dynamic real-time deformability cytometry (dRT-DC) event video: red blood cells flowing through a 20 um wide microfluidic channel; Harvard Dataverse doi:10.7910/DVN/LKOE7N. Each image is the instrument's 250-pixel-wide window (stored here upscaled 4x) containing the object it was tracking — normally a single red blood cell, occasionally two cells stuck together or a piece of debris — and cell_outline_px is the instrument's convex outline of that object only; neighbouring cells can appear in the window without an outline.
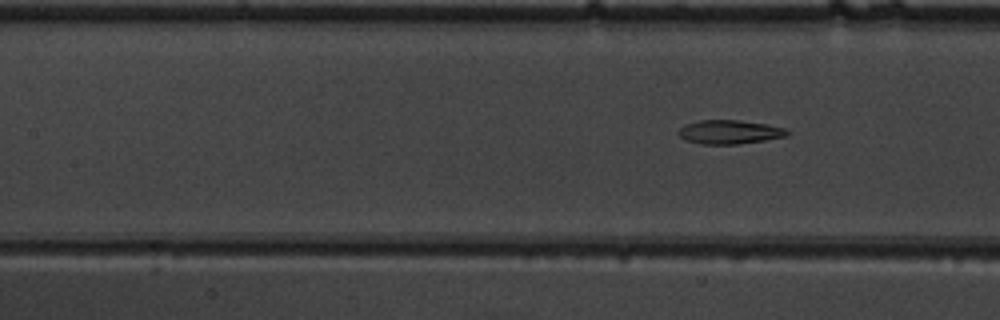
{"species": "common noctule bat (a hibernating species)", "species_latin": "Nyctalus noctula", "temperature_condition": "warm", "stored_images_in_passage": 7, "segment_of_instrument_passage": [2, 2], "camera_frame_rate_fps": 3000, "um_per_image_px": 0.085, "animal": {"sex": "male", "body_mass_g": 19.5, "forearm_length_mm": 54.6}, "frame": {"image": 1, "passage_image": 7, "time_ms": 2.0, "image_size_px": [1000, 320], "cell_outline_px": [[792, 132], [788, 136], [764, 140], [736, 144], [704, 144], [688, 140], [680, 136], [676, 132], [684, 124], [700, 120], [740, 120], [764, 124], [784, 128]], "centroid_in_image_um": [62.02, 11.21], "position_along_channel_um": 145.4, "area_um2": 15.03}}